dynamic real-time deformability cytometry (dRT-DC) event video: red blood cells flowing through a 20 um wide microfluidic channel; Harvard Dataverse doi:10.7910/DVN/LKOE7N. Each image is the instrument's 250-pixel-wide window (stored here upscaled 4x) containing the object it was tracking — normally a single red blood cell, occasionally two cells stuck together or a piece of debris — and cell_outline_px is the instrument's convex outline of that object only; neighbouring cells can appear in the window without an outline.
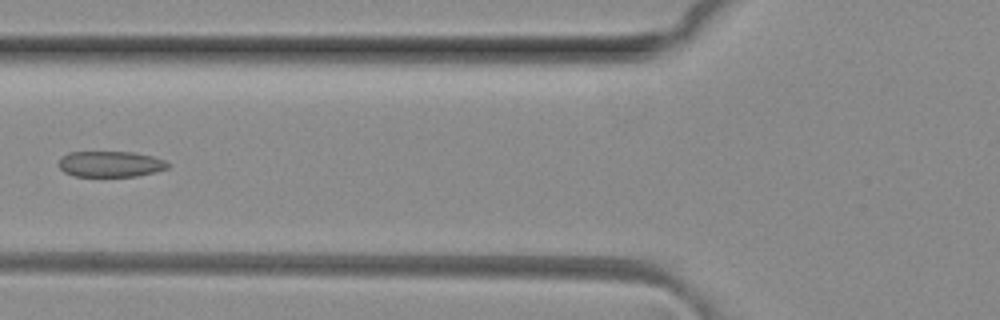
{"species": "common noctule bat (a hibernating species)", "species_latin": "Nyctalus noctula", "temperature_condition": "room temperature", "stored_images_in_passage": 7, "camera_frame_rate_fps": 3000, "um_per_image_px": 0.085, "animal": {"sex": "female", "body_mass_g": 29.2, "forearm_length_mm": 56.3}, "frame": {"image": 1, "passage_image": 7, "time_ms": 2.0, "image_size_px": [1000, 320], "cell_outline_px": [[168, 168], [136, 176], [72, 176], [64, 172], [56, 164], [68, 152], [132, 152], [152, 156], [164, 160], [168, 164]], "centroid_in_image_um": [9.34, 13.94], "position_along_channel_um": 116.5, "area_um2": 16.3}}